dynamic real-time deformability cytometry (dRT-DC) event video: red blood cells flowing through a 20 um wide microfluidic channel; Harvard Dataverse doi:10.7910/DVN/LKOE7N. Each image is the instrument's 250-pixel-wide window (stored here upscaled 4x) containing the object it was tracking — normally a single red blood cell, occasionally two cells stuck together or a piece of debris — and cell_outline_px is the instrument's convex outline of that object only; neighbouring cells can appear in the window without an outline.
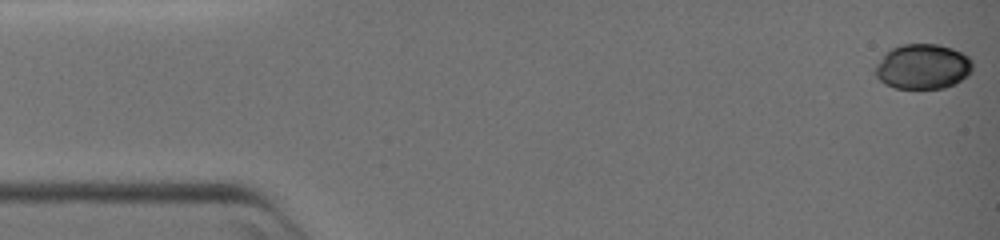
{"species": "common noctule bat (a hibernating species)", "species_latin": "Nyctalus noctula", "temperature_condition": "warm", "stored_images_in_passage": 55, "camera_frame_rate_fps": 3000, "um_per_image_px": 0.085, "animal": {"sex": "female", "body_mass_g": 19.0, "forearm_length_mm": 51.5}, "frame": {"image": 1, "passage_image": 1, "time_ms": 0.0, "image_size_px": [1000, 240], "cell_outline_px": [[972, 72], [968, 76], [956, 84], [944, 88], [896, 88], [884, 84], [872, 72], [876, 64], [884, 52], [892, 48], [904, 44], [940, 44], [952, 48], [968, 56], [972, 60]], "centroid_in_image_um": [78.42, 5.66], "position_along_channel_um": 6.6, "area_um2": 25.95}}
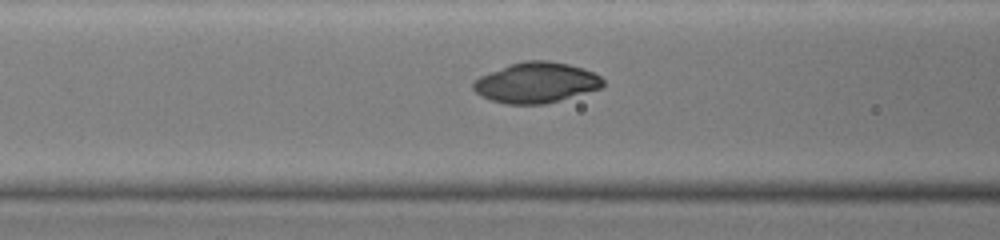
{"frame": {"image": 2, "passage_image": 24, "time_ms": 7.667, "image_size_px": [1000, 240], "cell_outline_px": [[604, 88], [560, 100], [544, 104], [508, 104], [492, 100], [480, 96], [472, 88], [472, 84], [480, 76], [512, 64], [528, 60], [548, 60], [568, 64], [592, 72], [600, 76], [604, 80]], "centroid_in_image_um": [45.61, 7.04], "position_along_channel_um": 121.0, "area_um2": 30.4}}
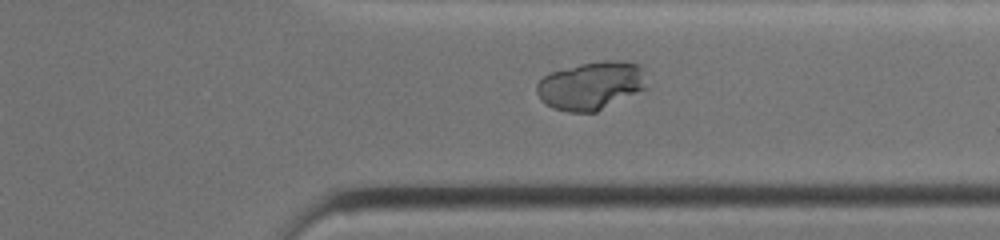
{"frame": {"image": 3, "passage_image": 47, "time_ms": 15.333, "image_size_px": [1000, 240], "cell_outline_px": [[648, 88], [596, 112], [568, 112], [552, 108], [544, 104], [540, 100], [536, 92], [536, 84], [544, 76], [552, 72], [580, 64], [604, 60], [612, 60], [636, 64], [640, 68]], "centroid_in_image_um": [50.2, 7.3], "position_along_channel_um": 361.2, "area_um2": 30.75}}